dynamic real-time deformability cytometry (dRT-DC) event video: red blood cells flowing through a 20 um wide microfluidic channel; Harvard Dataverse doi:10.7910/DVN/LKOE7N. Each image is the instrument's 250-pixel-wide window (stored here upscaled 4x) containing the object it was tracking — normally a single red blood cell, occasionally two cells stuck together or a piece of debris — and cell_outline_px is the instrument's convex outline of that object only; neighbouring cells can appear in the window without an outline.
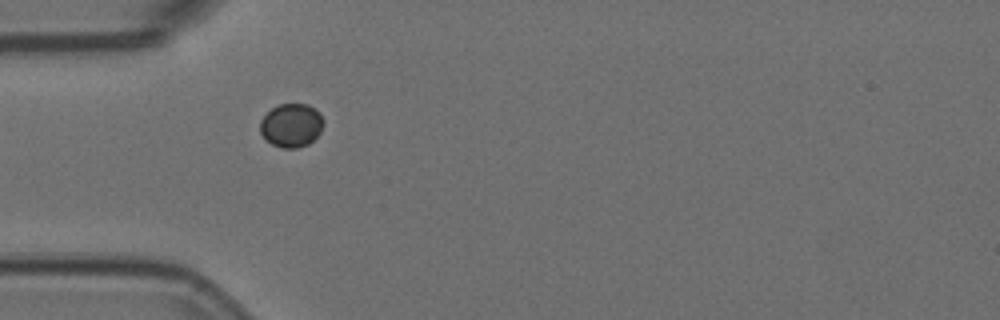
{"species": "Egyptian fruit bat (a non-hibernating species)", "species_latin": "Rousettus aegyptiacus", "temperature_condition": "room temperature", "stored_images_in_passage": 5, "camera_frame_rate_fps": 3000, "um_per_image_px": 0.085, "animal": {"sex": "female"}, "frame": {"image": 1, "passage_image": 4, "time_ms": 1.0, "image_size_px": [1000, 320], "cell_outline_px": [[324, 124], [320, 132], [308, 144], [296, 148], [284, 148], [272, 144], [264, 140], [260, 132], [260, 120], [272, 108], [280, 104], [308, 104], [320, 112], [324, 120]], "centroid_in_image_um": [24.76, 10.65], "position_along_channel_um": 60.2, "area_um2": 16.18}}
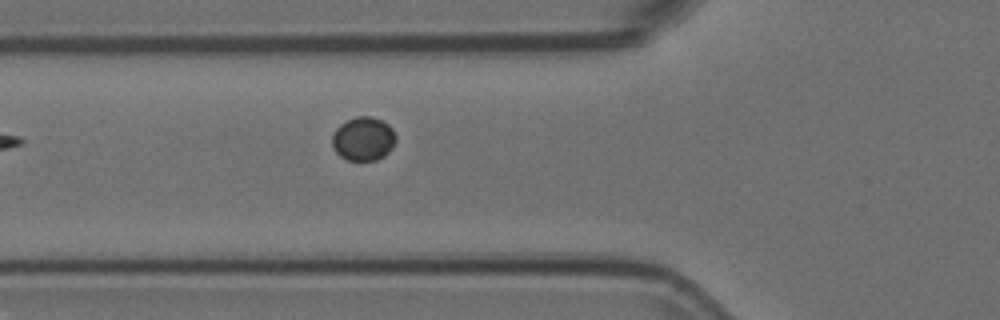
{"frame": {"image": 2, "passage_image": 5, "time_ms": 1.333, "image_size_px": [1000, 320], "cell_outline_px": [[396, 140], [392, 148], [384, 156], [376, 160], [348, 160], [340, 156], [336, 152], [332, 144], [332, 136], [336, 128], [340, 124], [356, 116], [372, 116], [388, 124], [392, 128], [396, 136]], "centroid_in_image_um": [30.89, 11.79], "position_along_channel_um": 94.9, "area_um2": 16.24}}